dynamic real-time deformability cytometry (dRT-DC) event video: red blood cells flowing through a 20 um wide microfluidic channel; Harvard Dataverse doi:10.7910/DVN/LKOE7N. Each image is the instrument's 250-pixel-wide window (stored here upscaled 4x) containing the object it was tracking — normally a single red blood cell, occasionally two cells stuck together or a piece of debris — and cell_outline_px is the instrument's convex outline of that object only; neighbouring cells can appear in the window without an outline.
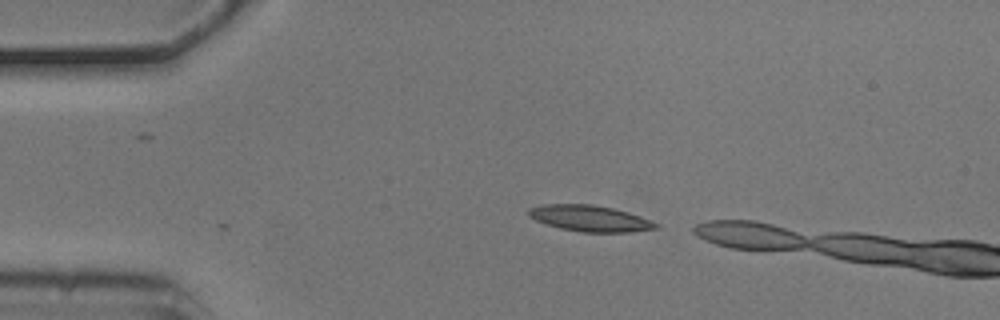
{"species": "common noctule bat (a hibernating species)", "species_latin": "Nyctalus noctula", "temperature_condition": "cold", "stored_images_in_passage": 2, "camera_frame_rate_fps": 3000, "um_per_image_px": 0.085, "animal": {"sex": "male", "body_mass_g": 20.5, "forearm_length_mm": 52.5}, "frame": {"image": 1, "passage_image": 1, "time_ms": 0.0, "image_size_px": [1000, 320], "cell_outline_px": [[660, 228], [632, 232], [580, 232], [560, 228], [536, 220], [528, 216], [528, 208], [544, 204], [592, 204], [612, 208], [628, 212], [652, 220], [660, 224]], "centroid_in_image_um": [50.19, 18.56], "position_along_channel_um": 34.8, "area_um2": 19.48}}